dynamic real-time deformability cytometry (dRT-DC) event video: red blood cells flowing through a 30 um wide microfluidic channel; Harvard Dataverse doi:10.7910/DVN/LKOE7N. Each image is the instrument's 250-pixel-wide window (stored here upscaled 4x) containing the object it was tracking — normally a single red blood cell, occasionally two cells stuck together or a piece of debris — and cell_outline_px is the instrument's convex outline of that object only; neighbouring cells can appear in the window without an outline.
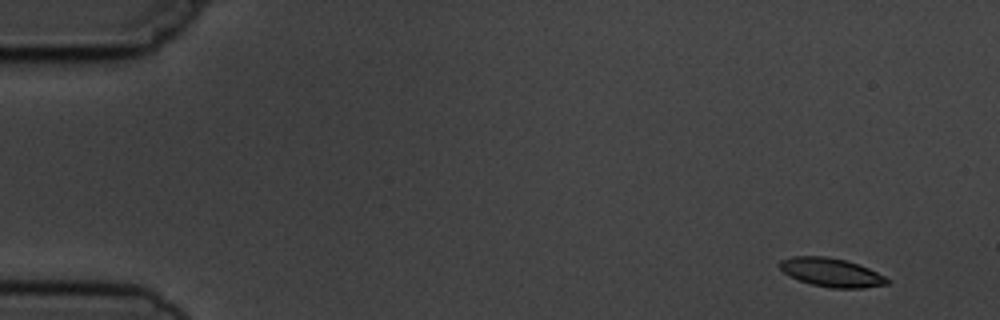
{"species": "common noctule bat (a hibernating species)", "species_latin": "Nyctalus noctula", "temperature_condition": "cold", "stored_images_in_passage": 6, "camera_frame_rate_fps": 3000, "um_per_image_px": 0.085, "animal": {"sex": "male", "body_mass_g": 19.5, "forearm_length_mm": 54.6}, "frame": {"image": 1, "passage_image": 1, "time_ms": 0.0, "image_size_px": [1000, 320], "cell_outline_px": [[888, 284], [864, 288], [832, 288], [812, 284], [800, 280], [784, 272], [776, 264], [780, 260], [792, 256], [828, 256], [844, 260], [868, 268], [884, 276], [888, 280]], "centroid_in_image_um": [70.63, 23.15], "position_along_channel_um": 14.4, "area_um2": 17.74}}
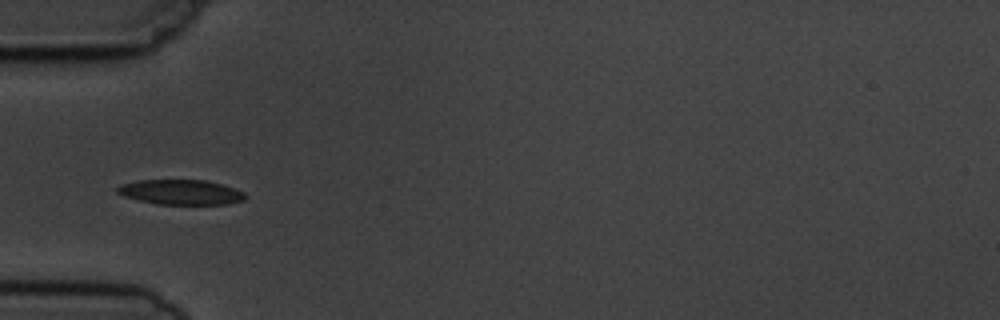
{"frame": {"image": 2, "passage_image": 5, "time_ms": 4.667, "image_size_px": [1000, 320], "cell_outline_px": [[248, 196], [244, 200], [228, 204], [156, 204], [124, 196], [116, 192], [116, 188], [120, 184], [136, 180], [204, 180], [220, 184], [244, 192]], "centroid_in_image_um": [15.35, 16.33], "position_along_channel_um": 69.6, "area_um2": 18.55}}
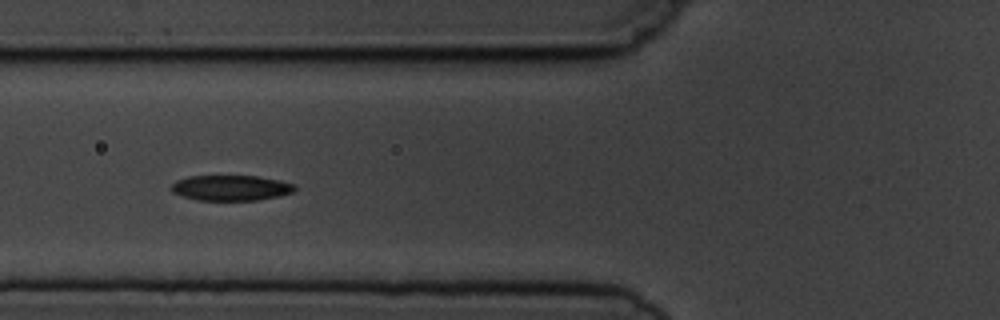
{"frame": {"image": 3, "passage_image": 6, "time_ms": 5.667, "image_size_px": [1000, 320], "cell_outline_px": [[296, 188], [292, 192], [276, 196], [256, 200], [196, 200], [180, 196], [172, 192], [172, 184], [176, 180], [188, 176], [256, 176], [280, 180], [296, 184]], "centroid_in_image_um": [19.6, 15.96], "position_along_channel_um": 106.2, "area_um2": 18.26}}